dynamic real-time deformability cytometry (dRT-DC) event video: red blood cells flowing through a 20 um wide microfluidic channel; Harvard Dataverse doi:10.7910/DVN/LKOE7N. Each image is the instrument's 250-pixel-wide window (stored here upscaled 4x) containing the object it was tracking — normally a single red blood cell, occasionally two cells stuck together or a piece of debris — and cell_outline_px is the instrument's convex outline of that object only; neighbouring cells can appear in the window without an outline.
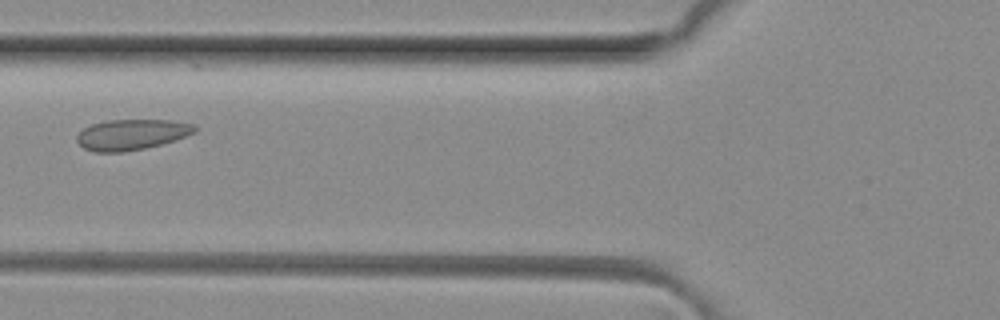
{"species": "common noctule bat (a hibernating species)", "species_latin": "Nyctalus noctula", "temperature_condition": "room temperature", "stored_images_in_passage": 4, "camera_frame_rate_fps": 3000, "um_per_image_px": 0.085, "animal": {"sex": "female", "body_mass_g": 29.2, "forearm_length_mm": 56.3}, "frame": {"image": 1, "passage_image": 3, "time_ms": 0.667, "image_size_px": [1000, 320], "cell_outline_px": [[196, 132], [176, 140], [144, 148], [120, 152], [96, 152], [84, 148], [76, 140], [76, 136], [84, 128], [92, 124], [108, 120], [172, 120], [196, 124]], "centroid_in_image_um": [11.21, 11.43], "position_along_channel_um": 114.6, "area_um2": 20.98}}